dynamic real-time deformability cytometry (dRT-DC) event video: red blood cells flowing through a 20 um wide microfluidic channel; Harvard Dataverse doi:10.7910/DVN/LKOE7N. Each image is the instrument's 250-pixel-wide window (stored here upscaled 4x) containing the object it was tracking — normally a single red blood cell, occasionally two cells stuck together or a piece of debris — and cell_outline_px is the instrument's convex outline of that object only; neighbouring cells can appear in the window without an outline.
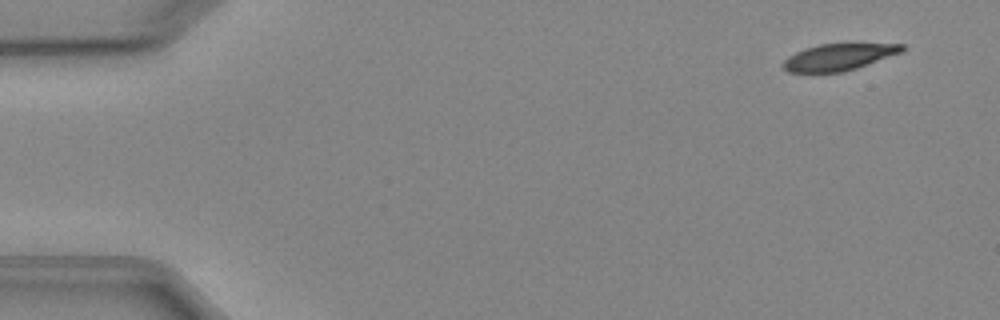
{"species": "Egyptian fruit bat (a non-hibernating species)", "species_latin": "Rousettus aegyptiacus", "temperature_condition": "cold", "stored_images_in_passage": 2, "camera_frame_rate_fps": 3000, "um_per_image_px": 0.085, "animal": {"sex": "female"}, "frame": {"image": 1, "passage_image": 2, "time_ms": 2.333, "image_size_px": [1000, 320], "cell_outline_px": [[908, 48], [904, 52], [844, 72], [788, 72], [780, 64], [788, 56], [804, 48], [820, 44], [904, 44]], "centroid_in_image_um": [71.31, 4.85], "position_along_channel_um": 13.7, "area_um2": 18.55}}